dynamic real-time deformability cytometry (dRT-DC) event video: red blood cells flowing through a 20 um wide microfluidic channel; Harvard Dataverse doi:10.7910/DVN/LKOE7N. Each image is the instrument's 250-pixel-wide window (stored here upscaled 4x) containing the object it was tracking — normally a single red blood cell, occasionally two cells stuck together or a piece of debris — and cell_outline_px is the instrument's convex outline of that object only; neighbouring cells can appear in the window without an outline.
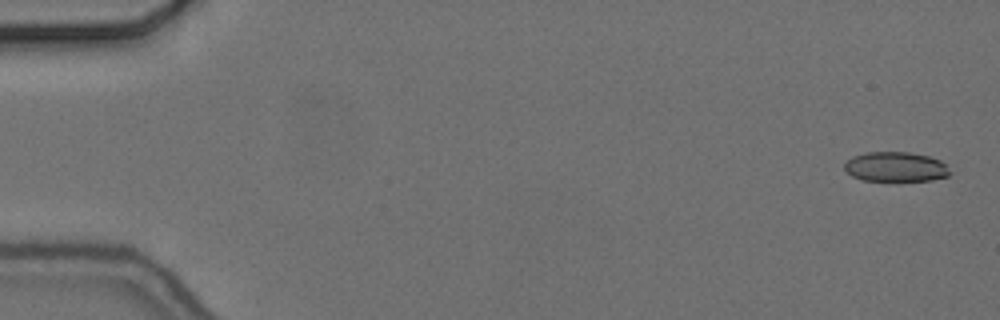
{"species": "common noctule bat (a hibernating species)", "species_latin": "Nyctalus noctula", "temperature_condition": "cold", "stored_images_in_passage": 55, "camera_frame_rate_fps": 3000, "um_per_image_px": 0.085, "animal": {"sex": "female", "body_mass_g": 24.6, "forearm_length_mm": 56.2}, "frame": {"image": 1, "passage_image": 1, "time_ms": 0.0, "image_size_px": [1000, 320], "cell_outline_px": [[952, 172], [948, 176], [932, 180], [864, 180], [852, 176], [844, 168], [844, 164], [852, 156], [868, 152], [908, 152], [928, 156], [940, 160]], "centroid_in_image_um": [76.14, 14.17], "position_along_channel_um": 8.9, "area_um2": 18.09}}
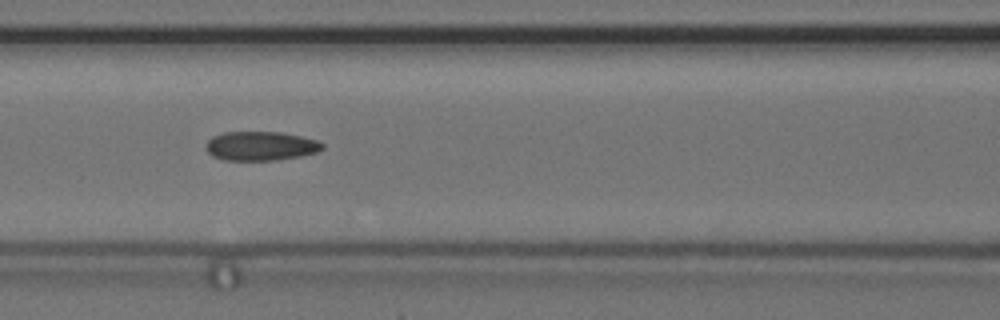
{"frame": {"image": 2, "passage_image": 24, "time_ms": 7.667, "image_size_px": [1000, 320], "cell_outline_px": [[324, 148], [316, 152], [300, 156], [276, 160], [224, 160], [212, 156], [204, 148], [204, 144], [212, 136], [224, 132], [280, 132], [300, 136], [316, 140], [324, 144]], "centroid_in_image_um": [22.11, 12.41], "position_along_channel_um": 144.5, "area_um2": 19.83}}
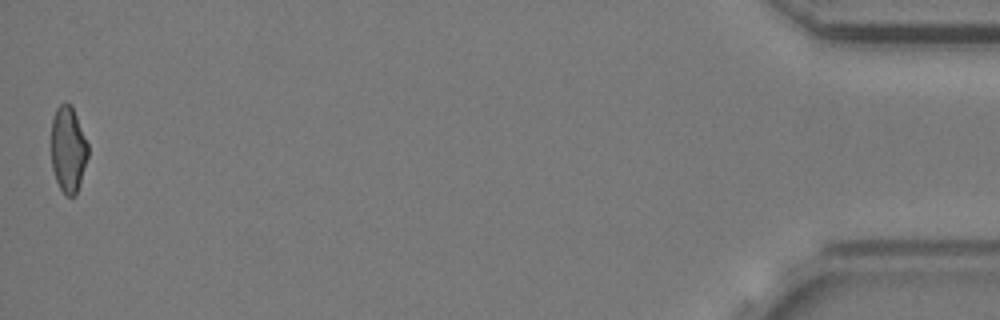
{"frame": {"image": 3, "passage_image": 55, "time_ms": 18.0, "image_size_px": [1000, 320], "cell_outline_px": [[88, 156], [76, 196], [68, 196], [60, 188], [56, 180], [52, 168], [52, 116], [56, 108], [64, 100], [72, 104], [88, 144]], "centroid_in_image_um": [5.8, 12.64], "position_along_channel_um": 429.4, "area_um2": 18.55}, "authors_computed_cell_mechanics": {"area_um2": 19.4786, "velocity_mm_per_s": 3.6827, "shape_relaxation_time_tau1_ms": null, "shape_relaxation_time_tau2_ms": 3.5139, "deformation_change_tau1": null, "deformation_change_tau2": 0.1066}}